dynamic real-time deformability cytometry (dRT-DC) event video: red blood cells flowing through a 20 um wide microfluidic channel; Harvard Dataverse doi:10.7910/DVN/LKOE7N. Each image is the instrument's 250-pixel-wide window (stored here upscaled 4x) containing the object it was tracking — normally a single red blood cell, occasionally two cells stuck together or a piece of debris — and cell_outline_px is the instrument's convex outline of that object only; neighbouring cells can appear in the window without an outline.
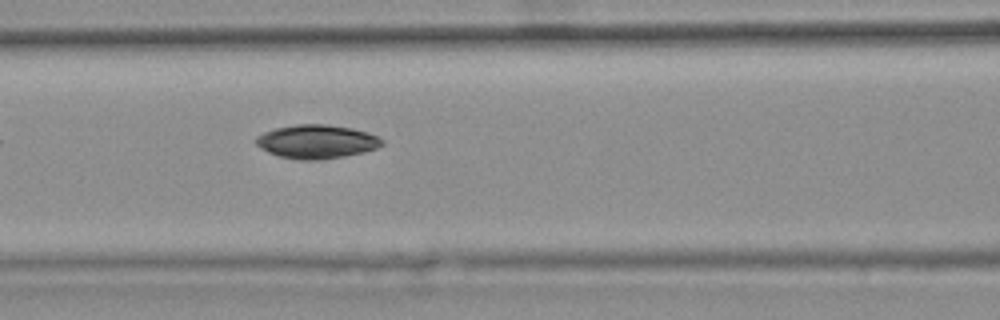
{"species": "common noctule bat (a hibernating species)", "species_latin": "Nyctalus noctula", "temperature_condition": "warm", "stored_images_in_passage": 6, "camera_frame_rate_fps": 3000, "um_per_image_px": 0.085, "animal": {"sex": "female", "body_mass_g": 25.1}, "frame": {"image": 1, "passage_image": 6, "time_ms": 1.667, "image_size_px": [1000, 320], "cell_outline_px": [[384, 144], [376, 148], [364, 152], [344, 156], [320, 160], [296, 160], [280, 156], [268, 152], [260, 148], [256, 144], [256, 136], [264, 132], [276, 128], [296, 124], [328, 124], [352, 128], [368, 132], [380, 136], [384, 140]], "centroid_in_image_um": [26.94, 12.03], "position_along_channel_um": 139.7, "area_um2": 24.97}}